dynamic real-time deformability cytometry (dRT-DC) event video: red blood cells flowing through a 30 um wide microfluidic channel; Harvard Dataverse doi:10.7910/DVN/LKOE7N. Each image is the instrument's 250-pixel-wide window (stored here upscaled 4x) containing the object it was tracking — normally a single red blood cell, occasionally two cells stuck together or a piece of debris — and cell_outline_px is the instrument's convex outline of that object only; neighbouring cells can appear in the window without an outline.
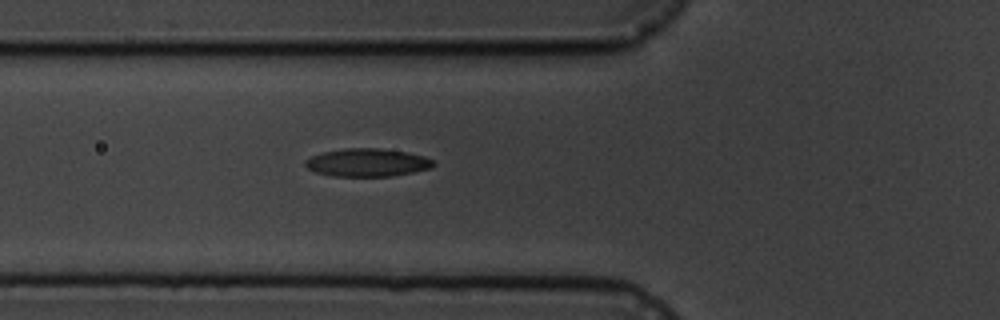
{"species": "common noctule bat (a hibernating species)", "species_latin": "Nyctalus noctula", "temperature_condition": "cold", "stored_images_in_passage": 6, "camera_frame_rate_fps": 3000, "um_per_image_px": 0.085, "animal": {"sex": "male", "body_mass_g": 19.5, "forearm_length_mm": 54.6}, "frame": {"image": 1, "passage_image": 6, "time_ms": 6.667, "image_size_px": [1000, 320], "cell_outline_px": [[436, 164], [428, 168], [412, 172], [392, 176], [332, 176], [316, 172], [308, 168], [304, 164], [304, 160], [312, 156], [324, 152], [344, 148], [380, 148], [408, 152], [424, 156], [432, 160]], "centroid_in_image_um": [31.2, 13.81], "position_along_channel_um": 94.6, "area_um2": 20.81}}